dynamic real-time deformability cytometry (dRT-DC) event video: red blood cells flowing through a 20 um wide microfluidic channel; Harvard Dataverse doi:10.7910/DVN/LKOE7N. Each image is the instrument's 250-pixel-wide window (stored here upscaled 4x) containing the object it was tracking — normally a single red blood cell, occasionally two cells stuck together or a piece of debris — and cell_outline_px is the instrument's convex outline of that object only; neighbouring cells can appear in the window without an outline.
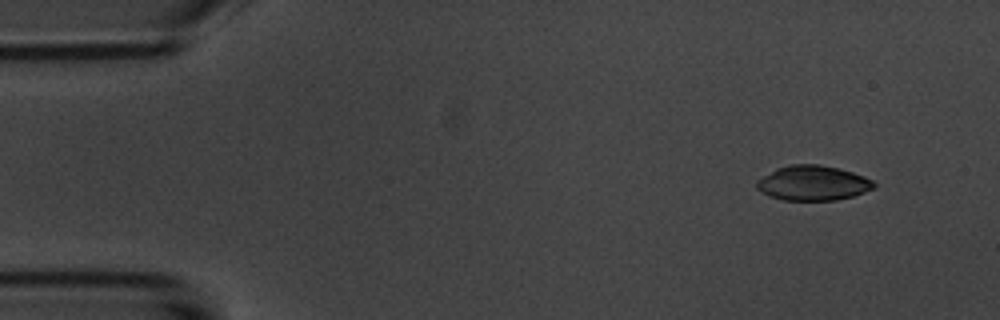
{"species": "common noctule bat (a hibernating species)", "species_latin": "Nyctalus noctula", "temperature_condition": "room temperature", "stored_images_in_passage": 4, "camera_frame_rate_fps": 3000, "um_per_image_px": 0.085, "animal": {"sex": "male", "body_mass_g": 20.1, "forearm_length_mm": 53.5}, "frame": {"image": 1, "passage_image": 1, "time_ms": 0.0, "image_size_px": [1000, 320], "cell_outline_px": [[876, 188], [852, 196], [836, 200], [784, 200], [768, 196], [760, 192], [756, 188], [756, 180], [776, 168], [788, 164], [820, 164], [840, 168], [864, 176], [872, 180], [876, 184]], "centroid_in_image_um": [69.08, 15.55], "position_along_channel_um": 15.9, "area_um2": 24.1}}
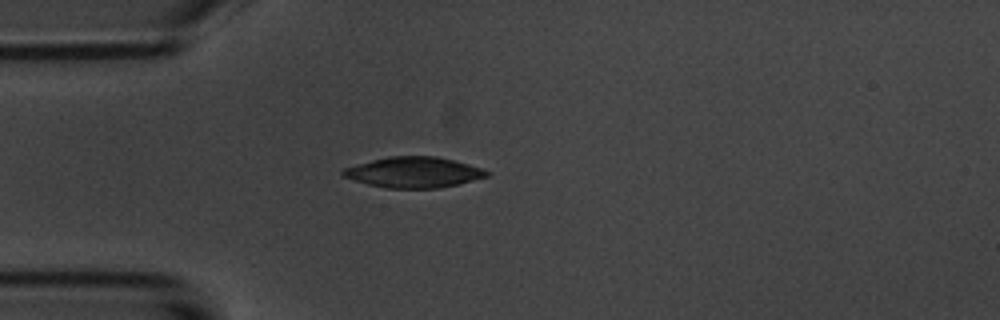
{"frame": {"image": 2, "passage_image": 4, "time_ms": 3.333, "image_size_px": [1000, 320], "cell_outline_px": [[488, 176], [460, 184], [440, 188], [384, 188], [368, 184], [344, 176], [340, 172], [344, 168], [356, 164], [388, 156], [436, 156], [468, 164], [480, 168], [488, 172]], "centroid_in_image_um": [35.15, 14.65], "position_along_channel_um": 49.8, "area_um2": 25.49}}